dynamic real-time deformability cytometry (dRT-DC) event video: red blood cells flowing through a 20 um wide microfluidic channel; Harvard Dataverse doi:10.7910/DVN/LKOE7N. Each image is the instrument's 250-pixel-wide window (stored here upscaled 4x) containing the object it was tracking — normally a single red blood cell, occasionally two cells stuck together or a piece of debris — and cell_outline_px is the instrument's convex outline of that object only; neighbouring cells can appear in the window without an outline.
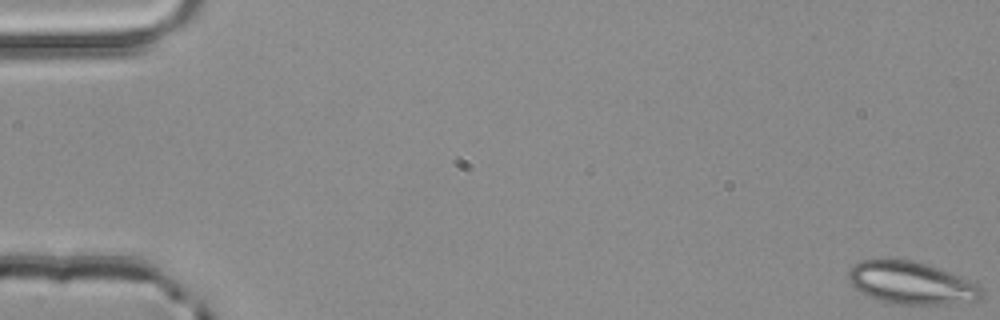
{"species": "common noctule bat (a hibernating species)", "species_latin": "Nyctalus noctula", "temperature_condition": "room temperature", "stored_images_in_passage": 5, "camera_frame_rate_fps": 3000, "um_per_image_px": 0.085, "animal": {"sex": "male", "body_mass_g": 20.4}, "frame": {"image": 1, "passage_image": 1, "time_ms": 0.0, "image_size_px": [1000, 320], "cell_outline_px": [[984, 292], [980, 300], [948, 304], [892, 304], [880, 300], [856, 288], [848, 280], [848, 272], [860, 260], [884, 256], [912, 260], [948, 272], [980, 284], [984, 288]], "centroid_in_image_um": [77.48, 24.02], "position_along_channel_um": 7.5, "area_um2": 33.23}}